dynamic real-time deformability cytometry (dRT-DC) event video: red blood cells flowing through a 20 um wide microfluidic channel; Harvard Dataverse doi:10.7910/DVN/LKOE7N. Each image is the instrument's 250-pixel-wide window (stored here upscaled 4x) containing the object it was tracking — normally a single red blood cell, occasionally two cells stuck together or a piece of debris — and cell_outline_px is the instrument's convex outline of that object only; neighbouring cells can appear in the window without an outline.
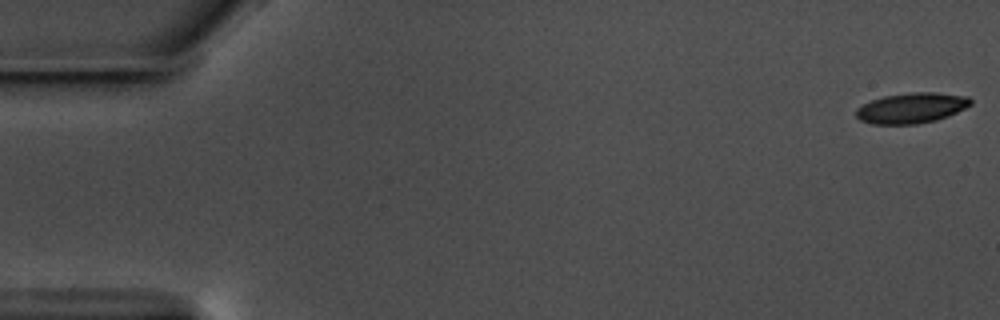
{"species": "common noctule bat (a hibernating species)", "species_latin": "Nyctalus noctula", "temperature_condition": "warm", "stored_images_in_passage": 58, "camera_frame_rate_fps": 3000, "um_per_image_px": 0.085, "animal": {"sex": "male", "body_mass_g": 17.5, "forearm_length_mm": 52.3}, "frame": {"image": 1, "passage_image": 1, "time_ms": 0.0, "image_size_px": [1000, 320], "cell_outline_px": [[972, 104], [948, 116], [936, 120], [916, 124], [872, 124], [860, 120], [856, 116], [856, 108], [872, 100], [884, 96], [912, 92], [936, 92], [968, 96], [972, 100]], "centroid_in_image_um": [77.49, 9.17], "position_along_channel_um": 7.5, "area_um2": 20.29}}
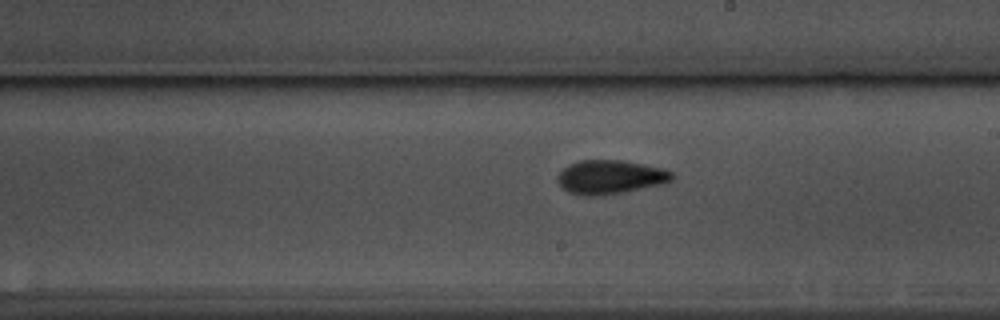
{"frame": {"image": 2, "passage_image": 33, "time_ms": 10.667, "image_size_px": [1000, 320], "cell_outline_px": [[676, 176], [672, 180], [664, 184], [620, 192], [596, 196], [584, 196], [568, 192], [556, 180], [556, 176], [568, 164], [580, 160], [620, 160], [664, 168], [672, 172]], "centroid_in_image_um": [51.87, 15.04], "position_along_channel_um": 237.1, "area_um2": 22.6}}
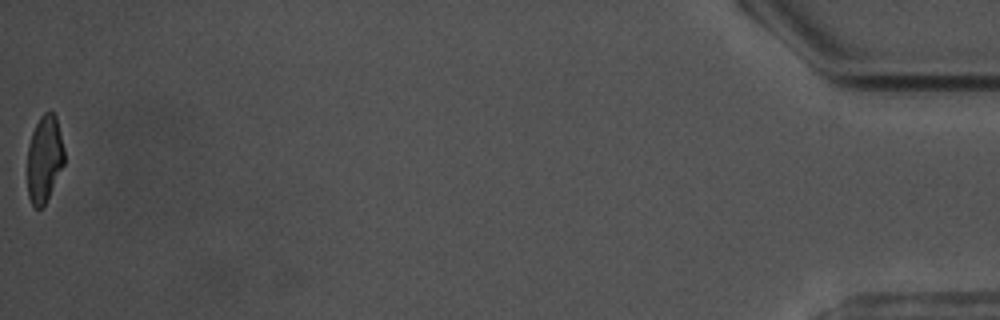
{"frame": {"image": 3, "passage_image": 58, "time_ms": 19.0, "image_size_px": [1000, 320], "cell_outline_px": [[64, 164], [44, 204], [40, 208], [36, 208], [32, 204], [28, 196], [28, 144], [32, 132], [40, 116], [48, 108], [56, 116], [64, 148]], "centroid_in_image_um": [3.77, 13.44], "position_along_channel_um": 431.4, "area_um2": 18.55}, "authors_computed_cell_mechanics": {"area_um2": 21.0392, "velocity_mm_per_s": 3.5372, "shape_relaxation_time_tau1_ms": 4.895, "shape_relaxation_time_tau2_ms": 2.3541, "deformation_change_tau1": 0.1724, "deformation_change_tau2": 0.0963}}